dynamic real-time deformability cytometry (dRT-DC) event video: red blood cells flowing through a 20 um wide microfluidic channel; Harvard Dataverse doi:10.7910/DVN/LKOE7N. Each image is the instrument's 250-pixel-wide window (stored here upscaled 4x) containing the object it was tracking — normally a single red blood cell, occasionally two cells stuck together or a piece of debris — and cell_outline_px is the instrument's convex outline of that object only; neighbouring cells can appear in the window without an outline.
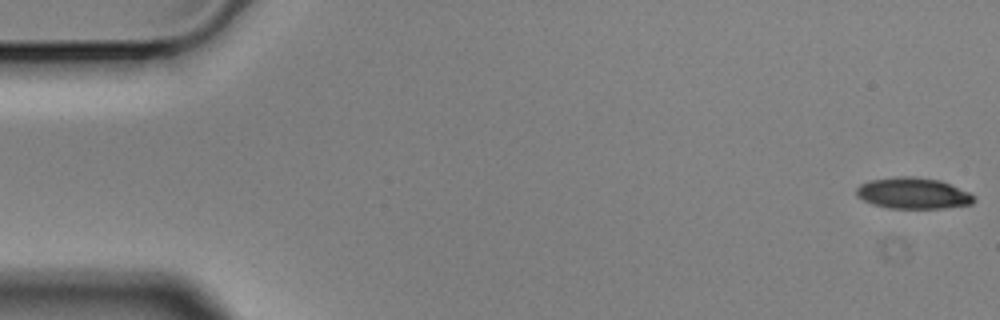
{"species": "Egyptian fruit bat (a non-hibernating species)", "species_latin": "Rousettus aegyptiacus", "temperature_condition": "cold", "stored_images_in_passage": 11, "camera_frame_rate_fps": 3000, "um_per_image_px": 0.085, "animal": {"sex": "male"}, "frame": {"image": 1, "passage_image": 1, "time_ms": 0.0, "image_size_px": [1000, 320], "cell_outline_px": [[976, 200], [972, 204], [944, 208], [888, 208], [872, 204], [856, 196], [856, 188], [860, 184], [868, 180], [896, 176], [916, 176], [940, 180], [968, 192], [976, 196]], "centroid_in_image_um": [77.6, 16.42], "position_along_channel_um": 7.4, "area_um2": 21.56}}
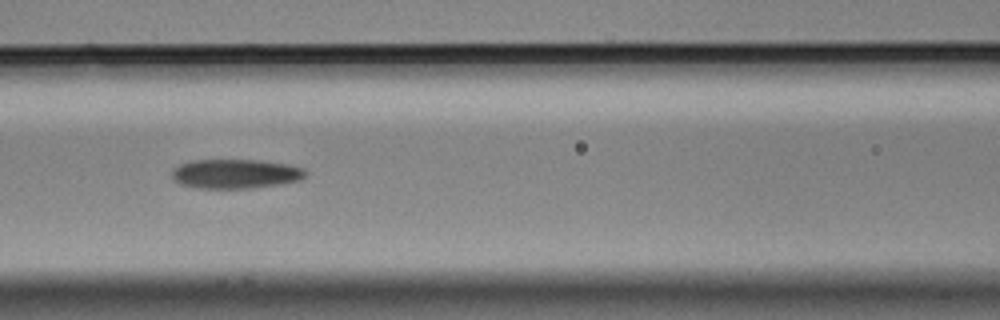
{"frame": {"image": 2, "passage_image": 7, "time_ms": 2.0, "image_size_px": [1000, 320], "cell_outline_px": [[308, 172], [300, 180], [284, 184], [252, 188], [196, 188], [180, 184], [172, 176], [172, 168], [180, 164], [192, 160], [256, 160], [288, 164], [304, 168]], "centroid_in_image_um": [20.04, 14.77], "position_along_channel_um": 146.6, "area_um2": 23.0}}
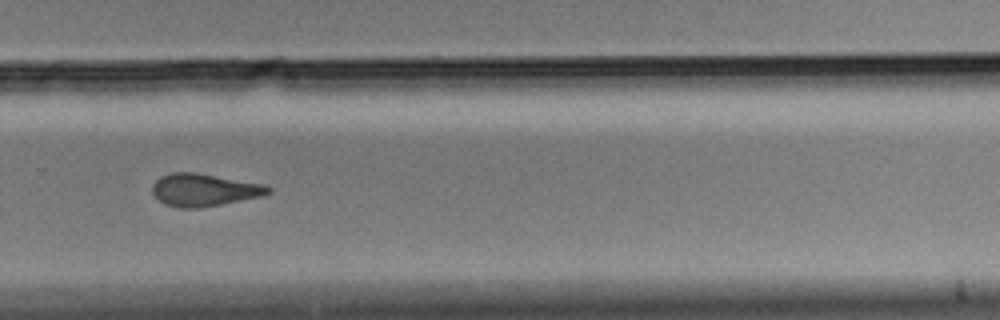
{"frame": {"image": 3, "passage_image": 11, "time_ms": 3.333, "image_size_px": [1000, 320], "cell_outline_px": [[272, 192], [260, 196], [200, 208], [180, 208], [164, 204], [152, 192], [152, 184], [160, 176], [172, 172], [196, 172], [264, 184], [272, 188]], "centroid_in_image_um": [17.33, 16.13], "position_along_channel_um": 312.5, "area_um2": 21.91}}